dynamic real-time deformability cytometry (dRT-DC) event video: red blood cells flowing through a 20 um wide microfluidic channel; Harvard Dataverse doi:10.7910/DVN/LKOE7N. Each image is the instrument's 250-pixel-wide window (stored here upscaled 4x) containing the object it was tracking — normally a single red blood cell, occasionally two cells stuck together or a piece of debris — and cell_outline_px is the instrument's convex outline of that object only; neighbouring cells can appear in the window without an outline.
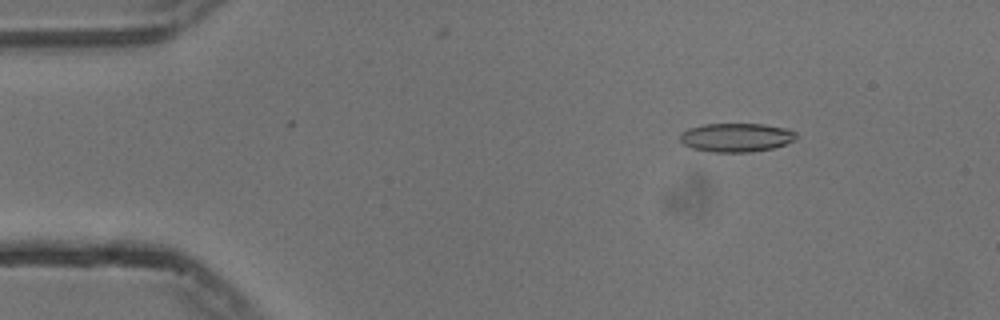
{"species": "common noctule bat (a hibernating species)", "species_latin": "Nyctalus noctula", "temperature_condition": "cold", "stored_images_in_passage": 54, "camera_frame_rate_fps": 3000, "um_per_image_px": 0.085, "animal": {"sex": "male", "body_mass_g": 13.3}, "frame": {"image": 1, "passage_image": 7, "time_ms": 2.0, "image_size_px": [1000, 320], "cell_outline_px": [[796, 140], [772, 148], [752, 152], [708, 152], [692, 148], [684, 144], [680, 140], [680, 132], [688, 128], [704, 124], [764, 124], [788, 128], [796, 132]], "centroid_in_image_um": [62.58, 11.68], "position_along_channel_um": 22.4, "area_um2": 19.65}}
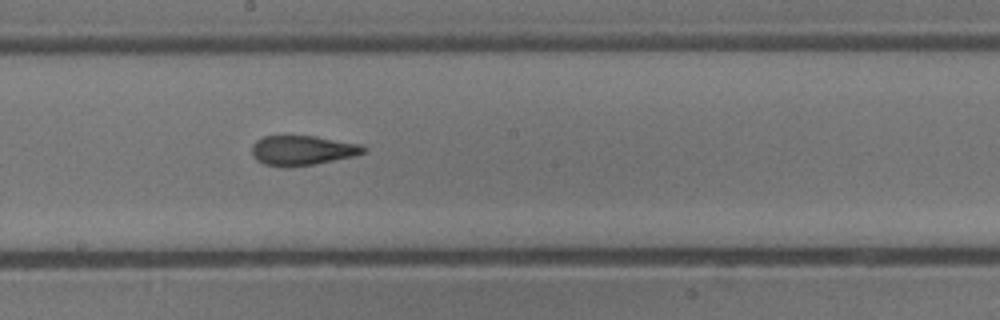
{"frame": {"image": 2, "passage_image": 29, "time_ms": 9.333, "image_size_px": [1000, 320], "cell_outline_px": [[368, 148], [364, 152], [356, 156], [316, 164], [284, 168], [264, 164], [256, 160], [252, 156], [252, 144], [256, 140], [264, 136], [316, 136], [360, 144]], "centroid_in_image_um": [25.7, 12.79], "position_along_channel_um": 222.5, "area_um2": 19.65}}
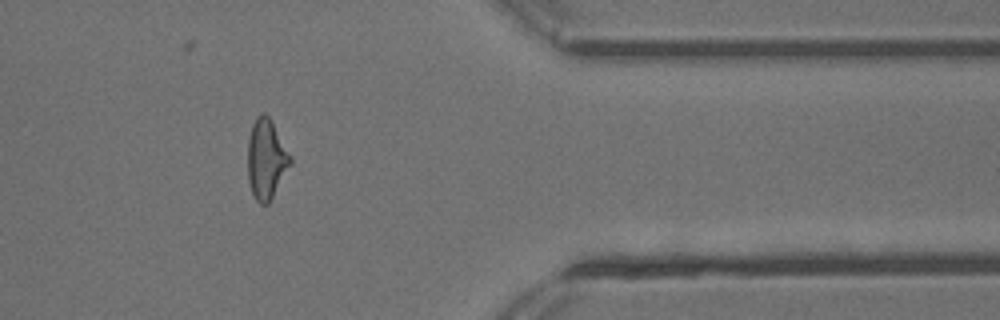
{"frame": {"image": 3, "passage_image": 44, "time_ms": 14.333, "image_size_px": [1000, 320], "cell_outline_px": [[292, 164], [268, 204], [260, 204], [256, 200], [252, 192], [248, 180], [248, 140], [252, 124], [256, 116], [260, 112], [264, 112], [272, 120], [292, 156]], "centroid_in_image_um": [22.65, 13.49], "position_along_channel_um": 388.7, "area_um2": 20.11}, "authors_computed_cell_mechanics": {"area_um2": 19.652, "velocity_mm_per_s": 3.755, "shape_relaxation_time_tau1_ms": 8.9524, "shape_relaxation_time_tau2_ms": 1.944, "deformation_change_tau1": 0.2048, "deformation_change_tau2": 0.0919}}